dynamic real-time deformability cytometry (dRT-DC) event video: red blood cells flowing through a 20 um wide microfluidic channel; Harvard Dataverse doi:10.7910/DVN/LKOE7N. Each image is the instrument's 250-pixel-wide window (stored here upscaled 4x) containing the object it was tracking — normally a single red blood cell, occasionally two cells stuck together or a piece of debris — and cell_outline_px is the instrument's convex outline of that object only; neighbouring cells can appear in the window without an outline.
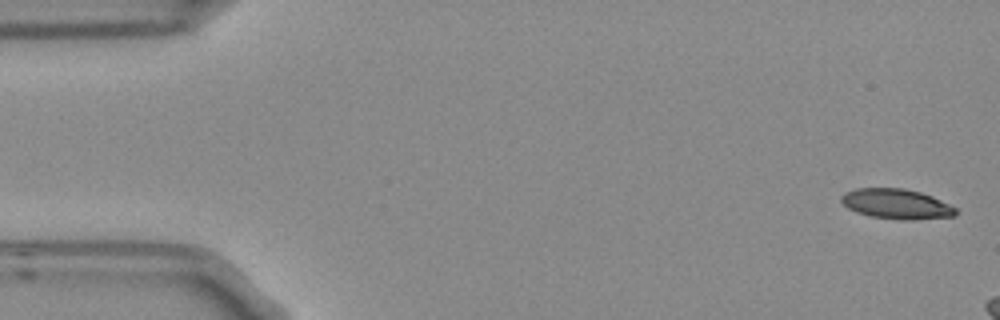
{"species": "Egyptian fruit bat (a non-hibernating species)", "species_latin": "Rousettus aegyptiacus", "temperature_condition": "room temperature", "stored_images_in_passage": 4, "camera_frame_rate_fps": 3000, "um_per_image_px": 0.085, "frame": {"image": 1, "passage_image": 1, "time_ms": 0.0, "image_size_px": [1000, 320], "cell_outline_px": [[956, 216], [912, 220], [904, 220], [872, 216], [856, 212], [848, 208], [840, 200], [840, 196], [844, 192], [856, 188], [904, 188], [920, 192], [932, 196], [956, 208]], "centroid_in_image_um": [76.18, 17.33], "position_along_channel_um": 8.8, "area_um2": 20.0}}